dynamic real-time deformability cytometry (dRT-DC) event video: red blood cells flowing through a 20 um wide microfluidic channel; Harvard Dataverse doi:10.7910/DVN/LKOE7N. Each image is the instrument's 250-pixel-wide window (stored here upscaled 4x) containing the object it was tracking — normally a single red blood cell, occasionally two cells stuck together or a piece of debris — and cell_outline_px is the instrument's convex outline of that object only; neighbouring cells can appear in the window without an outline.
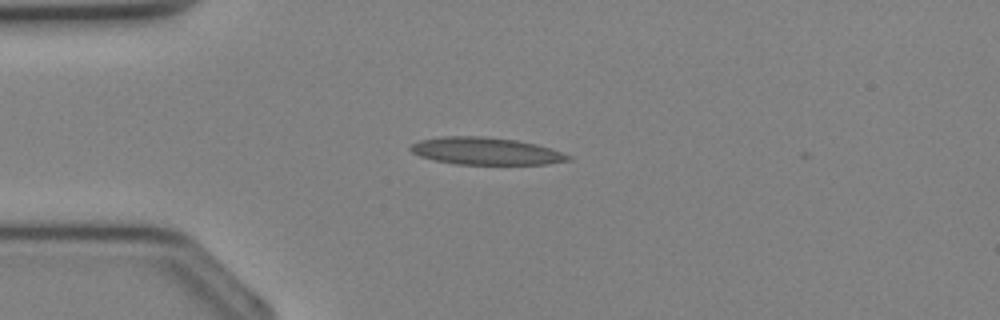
{"species": "Egyptian fruit bat (a non-hibernating species)", "species_latin": "Rousettus aegyptiacus", "temperature_condition": "cold", "stored_images_in_passage": 27, "camera_frame_rate_fps": 3000, "um_per_image_px": 0.085, "animal": {"sex": "female"}, "frame": {"image": 1, "passage_image": 1, "time_ms": 0.0, "image_size_px": [1000, 320], "cell_outline_px": [[572, 160], [548, 164], [456, 164], [432, 160], [420, 156], [412, 152], [408, 148], [412, 144], [420, 140], [440, 136], [480, 136], [516, 140], [536, 144], [572, 156]], "centroid_in_image_um": [41.26, 12.84], "position_along_channel_um": 43.7, "area_um2": 25.03}}
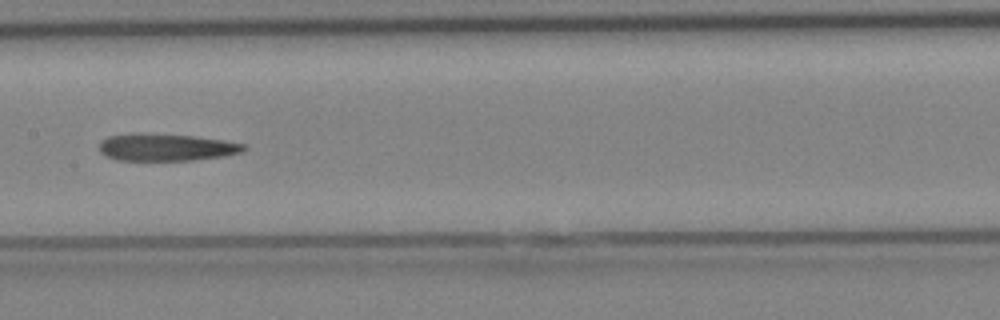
{"frame": {"image": 2, "passage_image": 10, "time_ms": 3.0, "image_size_px": [1000, 320], "cell_outline_px": [[248, 148], [244, 152], [224, 156], [192, 160], [116, 160], [104, 156], [100, 152], [100, 140], [108, 136], [192, 136], [224, 140], [244, 144]], "centroid_in_image_um": [14.2, 12.57], "position_along_channel_um": 193.2, "area_um2": 21.96}}
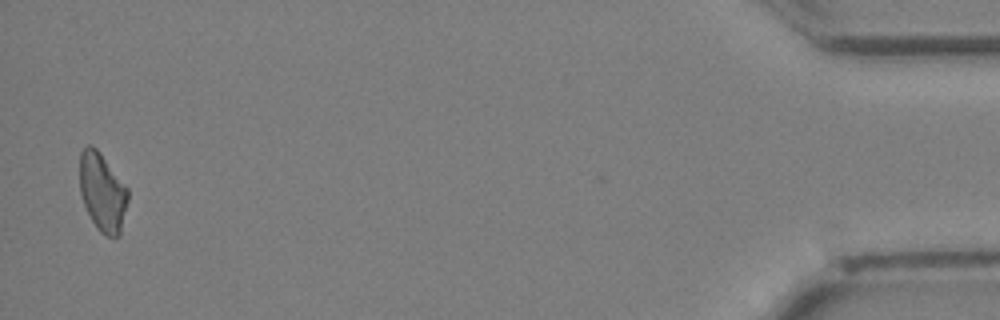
{"frame": {"image": 3, "passage_image": 27, "time_ms": 8.667, "image_size_px": [1000, 320], "cell_outline_px": [[128, 200], [120, 236], [104, 236], [100, 232], [92, 220], [84, 204], [80, 192], [80, 152], [88, 144], [92, 144], [100, 152], [128, 188]], "centroid_in_image_um": [8.71, 16.33], "position_along_channel_um": 426.5, "area_um2": 22.02}}